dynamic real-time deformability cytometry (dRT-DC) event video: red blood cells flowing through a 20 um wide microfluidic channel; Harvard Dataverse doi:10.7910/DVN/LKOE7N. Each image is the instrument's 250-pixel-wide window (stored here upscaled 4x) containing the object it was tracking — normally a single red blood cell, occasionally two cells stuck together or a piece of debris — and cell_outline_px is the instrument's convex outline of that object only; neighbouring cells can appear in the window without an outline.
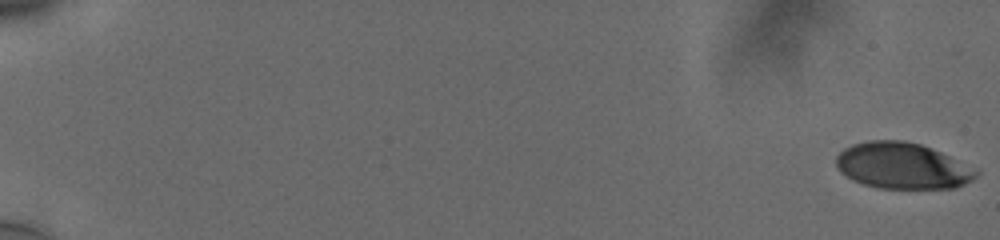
{"species": "human", "species_latin": "Homo sapiens", "temperature_condition": "cold", "stored_images_in_passage": 58, "camera_frame_rate_fps": 3000, "um_per_image_px": 0.085, "donor": {"sex": "male"}, "frame": {"image": 1, "passage_image": 1, "time_ms": 0.0, "image_size_px": [1000, 240], "cell_outline_px": [[980, 172], [972, 180], [956, 188], [880, 188], [864, 184], [852, 180], [840, 172], [836, 164], [836, 156], [844, 148], [852, 144], [868, 140], [904, 140], [920, 144], [940, 152]], "centroid_in_image_um": [76.65, 14.09], "position_along_channel_um": 8.3, "area_um2": 37.4}}
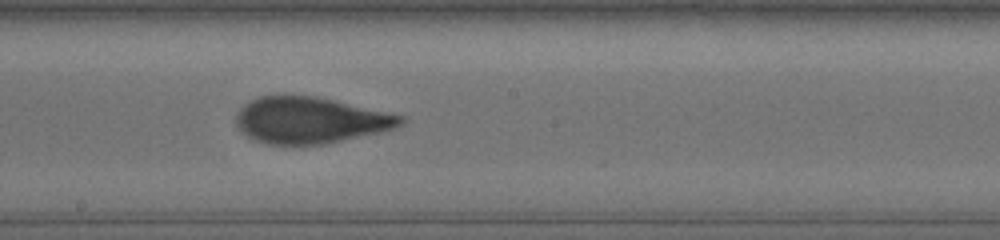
{"frame": {"image": 2, "passage_image": 35, "time_ms": 11.333, "image_size_px": [1000, 240], "cell_outline_px": [[404, 124], [380, 132], [324, 144], [268, 144], [256, 140], [240, 132], [236, 124], [236, 112], [244, 104], [260, 96], [316, 96], [404, 116]], "centroid_in_image_um": [26.34, 10.22], "position_along_channel_um": 221.9, "area_um2": 43.99}}
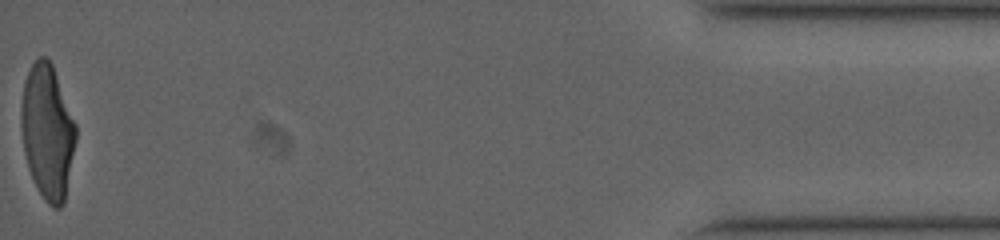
{"frame": {"image": 3, "passage_image": 58, "time_ms": 19.0, "image_size_px": [1000, 240], "cell_outline_px": [[76, 140], [64, 204], [60, 208], [52, 208], [44, 200], [28, 168], [24, 152], [20, 128], [20, 112], [24, 80], [32, 64], [40, 56], [44, 56], [52, 64], [76, 124]], "centroid_in_image_um": [4.02, 11.21], "position_along_channel_um": 431.2, "area_um2": 42.83}, "authors_computed_cell_mechanics": {"area_um2": 43.061, "velocity_mm_per_s": 3.7668, "shape_relaxation_time_tau1_ms": 5.7715, "shape_relaxation_time_tau2_ms": 0.7783, "deformation_change_tau1": 0.2129, "deformation_change_tau2": 0.063}}